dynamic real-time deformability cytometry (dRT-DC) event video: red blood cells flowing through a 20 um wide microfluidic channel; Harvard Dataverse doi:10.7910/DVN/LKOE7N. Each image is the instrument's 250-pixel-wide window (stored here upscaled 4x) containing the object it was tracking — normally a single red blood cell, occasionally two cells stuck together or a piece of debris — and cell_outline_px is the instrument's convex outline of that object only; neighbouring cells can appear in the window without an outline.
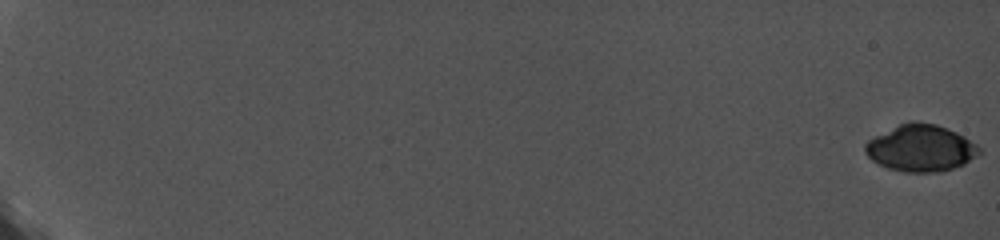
{"species": "common noctule bat (a hibernating species)", "species_latin": "Nyctalus noctula", "temperature_condition": "cold", "stored_images_in_passage": 37, "camera_frame_rate_fps": 5000, "um_per_image_px": 0.085, "animal": {"sex": "female", "body_mass_g": 19.0, "forearm_length_mm": 56.7}, "frame": {"image": 1, "passage_image": 1, "time_ms": 0.0, "image_size_px": [1000, 240], "cell_outline_px": [[984, 152], [964, 164], [940, 172], [904, 172], [888, 168], [872, 160], [864, 152], [864, 144], [868, 140], [908, 120], [912, 120], [936, 124], [956, 132], [964, 136], [976, 144]], "centroid_in_image_um": [78.28, 12.59], "position_along_channel_um": 6.7, "area_um2": 31.1}}
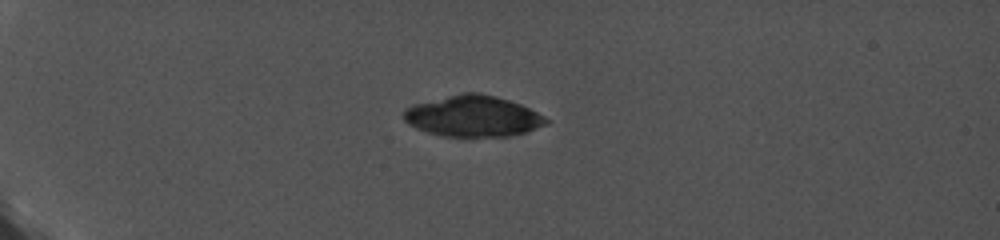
{"frame": {"image": 2, "passage_image": 31, "time_ms": 6.0, "image_size_px": [1000, 240], "cell_outline_px": [[552, 120], [548, 124], [524, 132], [508, 136], [444, 136], [428, 132], [416, 128], [408, 124], [404, 120], [404, 108], [412, 104], [464, 92], [480, 92], [496, 96], [520, 104]], "centroid_in_image_um": [40.2, 9.86], "position_along_channel_um": 44.8, "area_um2": 33.99}}